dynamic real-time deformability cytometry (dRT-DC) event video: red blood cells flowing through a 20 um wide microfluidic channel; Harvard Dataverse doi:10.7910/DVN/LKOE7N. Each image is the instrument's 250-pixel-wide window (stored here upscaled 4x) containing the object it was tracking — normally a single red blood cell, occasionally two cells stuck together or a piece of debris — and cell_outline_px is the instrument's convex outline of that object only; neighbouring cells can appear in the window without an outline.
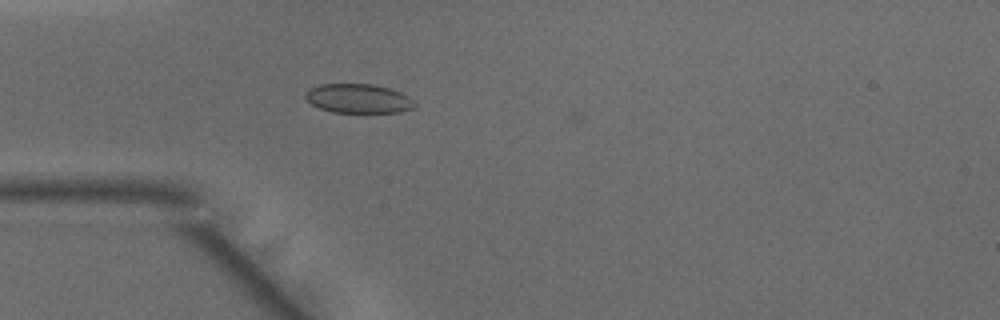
{"species": "common noctule bat (a hibernating species)", "species_latin": "Nyctalus noctula", "temperature_condition": "warm", "stored_images_in_passage": 37, "camera_frame_rate_fps": 3000, "um_per_image_px": 0.085, "animal": {"sex": "male", "body_mass_g": 15.6}, "frame": {"image": 1, "passage_image": 4, "time_ms": 1.0, "image_size_px": [1000, 320], "cell_outline_px": [[416, 108], [400, 112], [332, 112], [320, 108], [312, 104], [304, 96], [312, 88], [320, 84], [372, 84], [388, 88], [400, 92], [408, 96], [416, 104]], "centroid_in_image_um": [30.5, 8.38], "position_along_channel_um": 54.5, "area_um2": 18.38}}
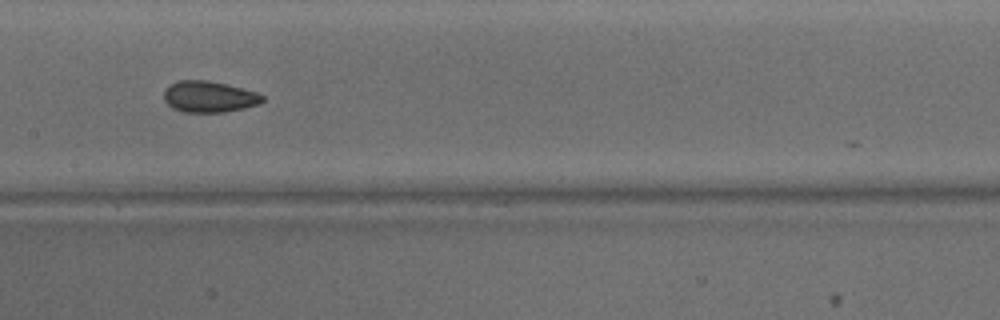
{"frame": {"image": 2, "passage_image": 14, "time_ms": 4.333, "image_size_px": [1000, 320], "cell_outline_px": [[264, 100], [260, 104], [244, 108], [224, 112], [184, 112], [172, 108], [164, 100], [164, 88], [180, 80], [208, 80], [256, 92], [264, 96]], "centroid_in_image_um": [17.76, 8.23], "position_along_channel_um": 189.6, "area_um2": 17.86}}
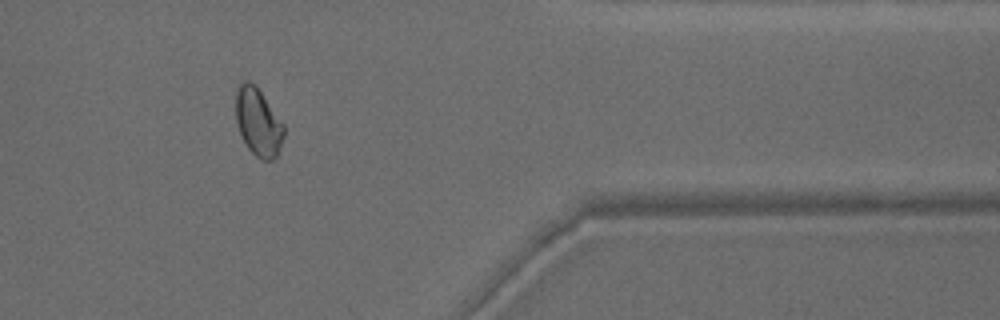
{"frame": {"image": 3, "passage_image": 30, "time_ms": 9.667, "image_size_px": [1000, 320], "cell_outline_px": [[284, 136], [276, 156], [272, 160], [260, 160], [248, 148], [240, 132], [236, 120], [236, 88], [244, 80], [248, 80], [256, 84], [284, 124]], "centroid_in_image_um": [21.95, 10.34], "position_along_channel_um": 389.5, "area_um2": 19.02}, "authors_computed_cell_mechanics": {"area_um2": 18.0336, "velocity_mm_per_s": 4.1782, "shape_relaxation_time_tau1_ms": 8.829, "shape_relaxation_time_tau2_ms": 1.6815, "deformation_change_tau1": 0.1228, "deformation_change_tau2": 0.0439}}